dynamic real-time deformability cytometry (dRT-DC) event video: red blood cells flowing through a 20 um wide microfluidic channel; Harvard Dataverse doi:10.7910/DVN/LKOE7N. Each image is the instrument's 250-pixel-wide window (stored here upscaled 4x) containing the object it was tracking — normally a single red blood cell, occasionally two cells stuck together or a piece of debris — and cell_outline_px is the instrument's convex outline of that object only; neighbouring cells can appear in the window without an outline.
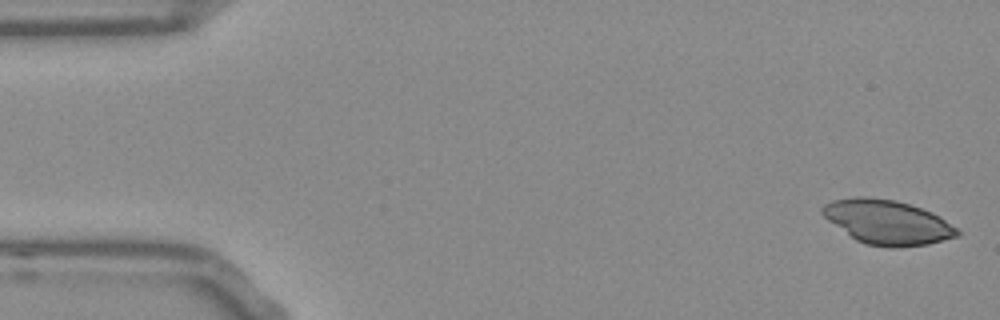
{"species": "Egyptian fruit bat (a non-hibernating species)", "species_latin": "Rousettus aegyptiacus", "temperature_condition": "room temperature", "stored_images_in_passage": 13, "camera_frame_rate_fps": 3000, "um_per_image_px": 0.085, "frame": {"image": 1, "passage_image": 1, "time_ms": 0.0, "image_size_px": [1000, 320], "cell_outline_px": [[960, 236], [928, 244], [892, 248], [868, 244], [856, 240], [828, 220], [820, 212], [820, 208], [824, 204], [832, 200], [856, 196], [864, 196], [896, 200], [932, 212], [940, 216], [956, 228], [960, 232]], "centroid_in_image_um": [75.42, 18.87], "position_along_channel_um": 9.6, "area_um2": 34.8}}